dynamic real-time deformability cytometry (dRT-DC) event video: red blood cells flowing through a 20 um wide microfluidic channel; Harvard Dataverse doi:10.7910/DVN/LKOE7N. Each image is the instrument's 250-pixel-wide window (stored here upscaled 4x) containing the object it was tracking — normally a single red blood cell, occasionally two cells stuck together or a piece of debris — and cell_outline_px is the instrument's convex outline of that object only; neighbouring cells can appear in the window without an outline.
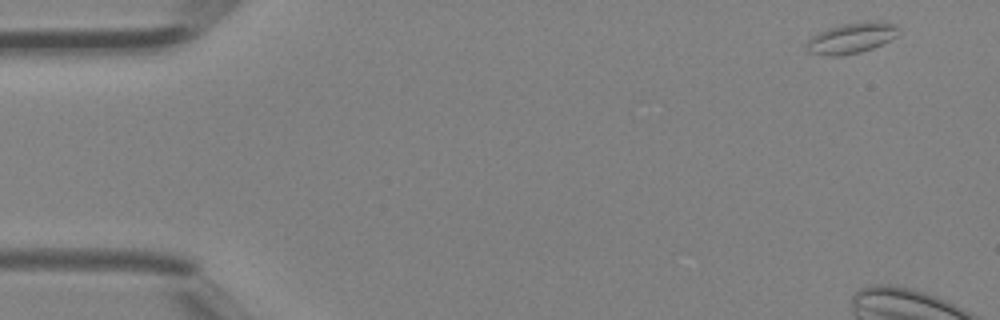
{"species": "Egyptian fruit bat (a non-hibernating species)", "species_latin": "Rousettus aegyptiacus", "temperature_condition": "room temperature", "stored_images_in_passage": 6, "camera_frame_rate_fps": 3000, "um_per_image_px": 0.085, "animal": {"sex": "female"}, "frame": {"image": 1, "passage_image": 1, "time_ms": 0.0, "image_size_px": [1000, 320], "cell_outline_px": [[900, 28], [896, 36], [872, 48], [860, 52], [840, 56], [828, 56], [808, 52], [808, 40], [812, 36], [828, 28], [844, 24], [864, 20], [872, 20], [896, 24]], "centroid_in_image_um": [72.4, 3.22], "position_along_channel_um": 12.6, "area_um2": 16.3}}